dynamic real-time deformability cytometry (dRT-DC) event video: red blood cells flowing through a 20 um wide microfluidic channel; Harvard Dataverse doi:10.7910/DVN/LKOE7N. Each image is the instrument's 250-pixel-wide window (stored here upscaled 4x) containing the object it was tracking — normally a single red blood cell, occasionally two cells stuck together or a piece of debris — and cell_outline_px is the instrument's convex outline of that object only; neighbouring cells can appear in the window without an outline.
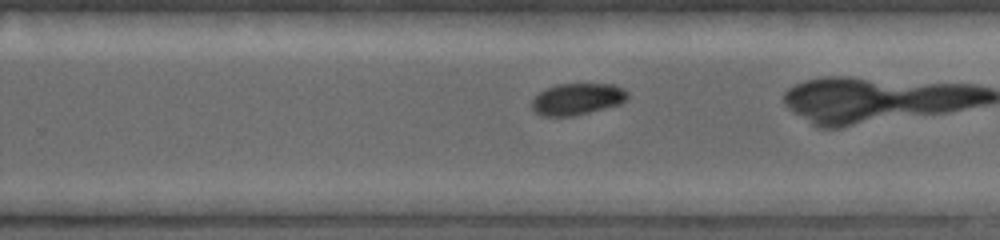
{"species": "common noctule bat (a hibernating species)", "species_latin": "Nyctalus noctula", "temperature_condition": "warm", "stored_images_in_passage": 22, "camera_frame_rate_fps": 5000, "um_per_image_px": 0.085, "animal": {"sex": "female", "body_mass_g": 19.0, "forearm_length_mm": 53.3}, "frame": {"image": 1, "passage_image": 13, "time_ms": 3.4, "image_size_px": [1000, 240], "cell_outline_px": [[628, 96], [620, 104], [572, 116], [540, 116], [532, 108], [532, 100], [540, 92], [556, 84], [612, 84], [624, 88], [628, 92]], "centroid_in_image_um": [49.06, 8.41], "position_along_channel_um": 280.7, "area_um2": 17.46}}